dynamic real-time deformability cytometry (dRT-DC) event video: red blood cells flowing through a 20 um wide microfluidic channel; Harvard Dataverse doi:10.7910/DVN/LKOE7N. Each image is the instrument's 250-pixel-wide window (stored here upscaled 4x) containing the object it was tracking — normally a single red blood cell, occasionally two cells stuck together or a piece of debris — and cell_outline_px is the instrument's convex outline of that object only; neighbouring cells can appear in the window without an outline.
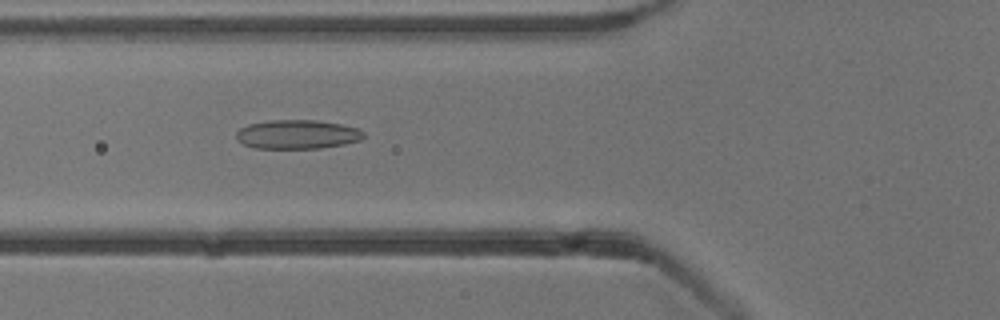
{"species": "common noctule bat (a hibernating species)", "species_latin": "Nyctalus noctula", "temperature_condition": "cold", "stored_images_in_passage": 41, "camera_frame_rate_fps": 3000, "um_per_image_px": 0.085, "animal": {"sex": "male", "body_mass_g": 13.3}, "frame": {"image": 1, "passage_image": 11, "time_ms": 3.333, "image_size_px": [1000, 320], "cell_outline_px": [[364, 136], [360, 140], [344, 144], [320, 148], [256, 148], [244, 144], [236, 140], [236, 132], [240, 128], [248, 124], [268, 120], [316, 120], [340, 124], [360, 128], [364, 132]], "centroid_in_image_um": [25.26, 11.41], "position_along_channel_um": 100.5, "area_um2": 21.62}}
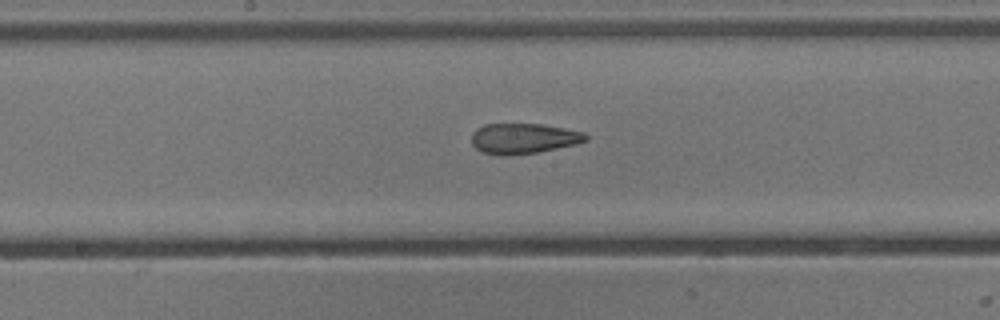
{"frame": {"image": 2, "passage_image": 19, "time_ms": 6.0, "image_size_px": [1000, 320], "cell_outline_px": [[588, 140], [576, 144], [536, 152], [508, 156], [500, 156], [484, 152], [476, 148], [472, 144], [472, 132], [476, 128], [484, 124], [540, 124], [564, 128], [584, 132], [588, 136]], "centroid_in_image_um": [44.48, 11.77], "position_along_channel_um": 203.7, "area_um2": 20.23}}
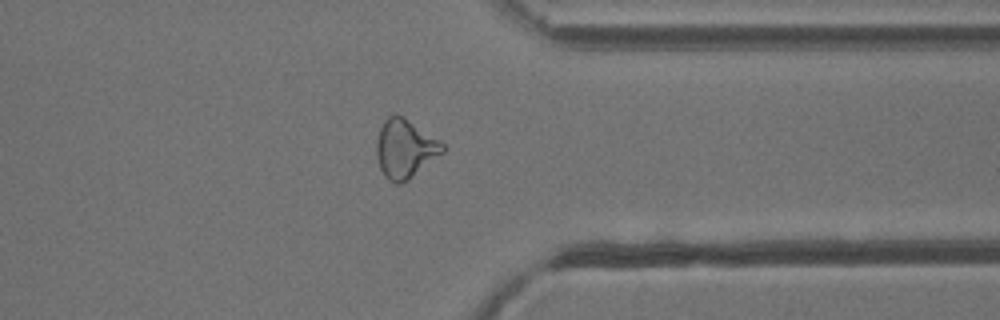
{"frame": {"image": 3, "passage_image": 33, "time_ms": 10.667, "image_size_px": [1000, 320], "cell_outline_px": [[444, 152], [408, 180], [400, 184], [396, 184], [388, 180], [384, 176], [380, 168], [376, 156], [376, 140], [380, 128], [384, 120], [388, 116], [400, 116], [440, 140], [444, 144]], "centroid_in_image_um": [34.41, 12.68], "position_along_channel_um": 377.0, "area_um2": 22.31}, "authors_computed_cell_mechanics": {"area_um2": 21.5016, "velocity_mm_per_s": 3.8322, "shape_relaxation_time_tau1_ms": null, "shape_relaxation_time_tau2_ms": 2.828, "deformation_change_tau1": null, "deformation_change_tau2": 0.118}}